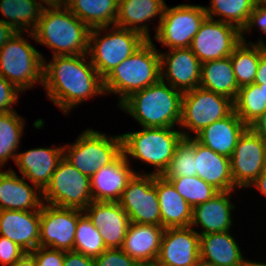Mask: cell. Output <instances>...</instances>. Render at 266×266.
Masks as SVG:
<instances>
[{"label": "cell", "instance_id": "obj_1", "mask_svg": "<svg viewBox=\"0 0 266 266\" xmlns=\"http://www.w3.org/2000/svg\"><path fill=\"white\" fill-rule=\"evenodd\" d=\"M86 55L53 56L50 63L43 60L42 85L65 114L87 98L105 94L103 78Z\"/></svg>", "mask_w": 266, "mask_h": 266}, {"label": "cell", "instance_id": "obj_2", "mask_svg": "<svg viewBox=\"0 0 266 266\" xmlns=\"http://www.w3.org/2000/svg\"><path fill=\"white\" fill-rule=\"evenodd\" d=\"M90 30L65 5H49L44 7L34 31L28 33L51 48L53 56H70L88 54Z\"/></svg>", "mask_w": 266, "mask_h": 266}, {"label": "cell", "instance_id": "obj_3", "mask_svg": "<svg viewBox=\"0 0 266 266\" xmlns=\"http://www.w3.org/2000/svg\"><path fill=\"white\" fill-rule=\"evenodd\" d=\"M169 86V87H168ZM183 93L166 85L165 80L132 93L119 106L142 127L180 125Z\"/></svg>", "mask_w": 266, "mask_h": 266}, {"label": "cell", "instance_id": "obj_4", "mask_svg": "<svg viewBox=\"0 0 266 266\" xmlns=\"http://www.w3.org/2000/svg\"><path fill=\"white\" fill-rule=\"evenodd\" d=\"M160 79V54L152 40H147L103 78V87L105 94L108 92L119 95V106L132 93L151 86Z\"/></svg>", "mask_w": 266, "mask_h": 266}, {"label": "cell", "instance_id": "obj_5", "mask_svg": "<svg viewBox=\"0 0 266 266\" xmlns=\"http://www.w3.org/2000/svg\"><path fill=\"white\" fill-rule=\"evenodd\" d=\"M174 127L150 128L143 127L141 131L121 135L122 153L134 159L153 165V175L161 176L166 170L182 138H189L187 132L173 130Z\"/></svg>", "mask_w": 266, "mask_h": 266}, {"label": "cell", "instance_id": "obj_6", "mask_svg": "<svg viewBox=\"0 0 266 266\" xmlns=\"http://www.w3.org/2000/svg\"><path fill=\"white\" fill-rule=\"evenodd\" d=\"M108 28H93L89 34V58L102 78L147 41L141 34L115 25L110 29L111 32L101 37L102 30Z\"/></svg>", "mask_w": 266, "mask_h": 266}, {"label": "cell", "instance_id": "obj_7", "mask_svg": "<svg viewBox=\"0 0 266 266\" xmlns=\"http://www.w3.org/2000/svg\"><path fill=\"white\" fill-rule=\"evenodd\" d=\"M44 57L17 32L0 49V74L21 92L43 84Z\"/></svg>", "mask_w": 266, "mask_h": 266}, {"label": "cell", "instance_id": "obj_8", "mask_svg": "<svg viewBox=\"0 0 266 266\" xmlns=\"http://www.w3.org/2000/svg\"><path fill=\"white\" fill-rule=\"evenodd\" d=\"M75 141L63 147V157L89 178L122 154L121 135L111 137L88 129Z\"/></svg>", "mask_w": 266, "mask_h": 266}, {"label": "cell", "instance_id": "obj_9", "mask_svg": "<svg viewBox=\"0 0 266 266\" xmlns=\"http://www.w3.org/2000/svg\"><path fill=\"white\" fill-rule=\"evenodd\" d=\"M46 204L84 210L92 201L91 180L64 157L42 191Z\"/></svg>", "mask_w": 266, "mask_h": 266}, {"label": "cell", "instance_id": "obj_10", "mask_svg": "<svg viewBox=\"0 0 266 266\" xmlns=\"http://www.w3.org/2000/svg\"><path fill=\"white\" fill-rule=\"evenodd\" d=\"M233 111L232 99L199 86L183 93L179 126L197 135L206 126L226 118Z\"/></svg>", "mask_w": 266, "mask_h": 266}, {"label": "cell", "instance_id": "obj_11", "mask_svg": "<svg viewBox=\"0 0 266 266\" xmlns=\"http://www.w3.org/2000/svg\"><path fill=\"white\" fill-rule=\"evenodd\" d=\"M206 18L204 6L180 4L169 8L166 5L155 39L170 49L190 47Z\"/></svg>", "mask_w": 266, "mask_h": 266}, {"label": "cell", "instance_id": "obj_12", "mask_svg": "<svg viewBox=\"0 0 266 266\" xmlns=\"http://www.w3.org/2000/svg\"><path fill=\"white\" fill-rule=\"evenodd\" d=\"M118 203L131 223L162 226L155 175L136 173Z\"/></svg>", "mask_w": 266, "mask_h": 266}, {"label": "cell", "instance_id": "obj_13", "mask_svg": "<svg viewBox=\"0 0 266 266\" xmlns=\"http://www.w3.org/2000/svg\"><path fill=\"white\" fill-rule=\"evenodd\" d=\"M242 42V31L229 23L206 18L191 43L201 63L223 59Z\"/></svg>", "mask_w": 266, "mask_h": 266}, {"label": "cell", "instance_id": "obj_14", "mask_svg": "<svg viewBox=\"0 0 266 266\" xmlns=\"http://www.w3.org/2000/svg\"><path fill=\"white\" fill-rule=\"evenodd\" d=\"M83 212L43 203L40 209L39 246L73 251L76 225Z\"/></svg>", "mask_w": 266, "mask_h": 266}, {"label": "cell", "instance_id": "obj_15", "mask_svg": "<svg viewBox=\"0 0 266 266\" xmlns=\"http://www.w3.org/2000/svg\"><path fill=\"white\" fill-rule=\"evenodd\" d=\"M265 149L266 141L248 127L230 157L231 175L236 187H251L264 171Z\"/></svg>", "mask_w": 266, "mask_h": 266}, {"label": "cell", "instance_id": "obj_16", "mask_svg": "<svg viewBox=\"0 0 266 266\" xmlns=\"http://www.w3.org/2000/svg\"><path fill=\"white\" fill-rule=\"evenodd\" d=\"M168 52L159 53L161 80H167L166 84L182 93L199 87L202 63L191 48L170 49Z\"/></svg>", "mask_w": 266, "mask_h": 266}, {"label": "cell", "instance_id": "obj_17", "mask_svg": "<svg viewBox=\"0 0 266 266\" xmlns=\"http://www.w3.org/2000/svg\"><path fill=\"white\" fill-rule=\"evenodd\" d=\"M200 235L189 227L166 228L156 262L163 266H190L200 257Z\"/></svg>", "mask_w": 266, "mask_h": 266}, {"label": "cell", "instance_id": "obj_18", "mask_svg": "<svg viewBox=\"0 0 266 266\" xmlns=\"http://www.w3.org/2000/svg\"><path fill=\"white\" fill-rule=\"evenodd\" d=\"M107 249L122 248L130 220L118 202L92 201L84 210Z\"/></svg>", "mask_w": 266, "mask_h": 266}, {"label": "cell", "instance_id": "obj_19", "mask_svg": "<svg viewBox=\"0 0 266 266\" xmlns=\"http://www.w3.org/2000/svg\"><path fill=\"white\" fill-rule=\"evenodd\" d=\"M122 153L110 165L101 167L90 178L93 201L118 202L128 182L137 173Z\"/></svg>", "mask_w": 266, "mask_h": 266}, {"label": "cell", "instance_id": "obj_20", "mask_svg": "<svg viewBox=\"0 0 266 266\" xmlns=\"http://www.w3.org/2000/svg\"><path fill=\"white\" fill-rule=\"evenodd\" d=\"M0 236L9 238L27 253L39 247L40 210L0 211Z\"/></svg>", "mask_w": 266, "mask_h": 266}, {"label": "cell", "instance_id": "obj_21", "mask_svg": "<svg viewBox=\"0 0 266 266\" xmlns=\"http://www.w3.org/2000/svg\"><path fill=\"white\" fill-rule=\"evenodd\" d=\"M24 180L26 179L23 176L19 178L16 172L11 169L4 172L0 171V211L41 209L44 203L42 191L36 185L32 187Z\"/></svg>", "mask_w": 266, "mask_h": 266}, {"label": "cell", "instance_id": "obj_22", "mask_svg": "<svg viewBox=\"0 0 266 266\" xmlns=\"http://www.w3.org/2000/svg\"><path fill=\"white\" fill-rule=\"evenodd\" d=\"M62 158L63 146L41 147L17 153L15 164L25 179L28 178L33 185L43 191Z\"/></svg>", "mask_w": 266, "mask_h": 266}, {"label": "cell", "instance_id": "obj_23", "mask_svg": "<svg viewBox=\"0 0 266 266\" xmlns=\"http://www.w3.org/2000/svg\"><path fill=\"white\" fill-rule=\"evenodd\" d=\"M164 230L162 226L130 222L121 249L140 265H149L158 258Z\"/></svg>", "mask_w": 266, "mask_h": 266}, {"label": "cell", "instance_id": "obj_24", "mask_svg": "<svg viewBox=\"0 0 266 266\" xmlns=\"http://www.w3.org/2000/svg\"><path fill=\"white\" fill-rule=\"evenodd\" d=\"M232 191H219L208 201L193 208L190 226L198 224L203 228L199 235L230 231L232 225L231 210L234 205L230 201Z\"/></svg>", "mask_w": 266, "mask_h": 266}, {"label": "cell", "instance_id": "obj_25", "mask_svg": "<svg viewBox=\"0 0 266 266\" xmlns=\"http://www.w3.org/2000/svg\"><path fill=\"white\" fill-rule=\"evenodd\" d=\"M196 176L211 184L218 191L235 190L231 175L230 158L219 155L194 138Z\"/></svg>", "mask_w": 266, "mask_h": 266}, {"label": "cell", "instance_id": "obj_26", "mask_svg": "<svg viewBox=\"0 0 266 266\" xmlns=\"http://www.w3.org/2000/svg\"><path fill=\"white\" fill-rule=\"evenodd\" d=\"M247 128L233 111L226 118L206 126L194 138L219 155L230 158L240 136Z\"/></svg>", "mask_w": 266, "mask_h": 266}, {"label": "cell", "instance_id": "obj_27", "mask_svg": "<svg viewBox=\"0 0 266 266\" xmlns=\"http://www.w3.org/2000/svg\"><path fill=\"white\" fill-rule=\"evenodd\" d=\"M165 6L164 0H119L115 26L135 31L151 40L147 20L159 15L160 25Z\"/></svg>", "mask_w": 266, "mask_h": 266}, {"label": "cell", "instance_id": "obj_28", "mask_svg": "<svg viewBox=\"0 0 266 266\" xmlns=\"http://www.w3.org/2000/svg\"><path fill=\"white\" fill-rule=\"evenodd\" d=\"M156 191L159 199L162 227H189L193 208L176 191L173 184L162 176H156Z\"/></svg>", "mask_w": 266, "mask_h": 266}, {"label": "cell", "instance_id": "obj_29", "mask_svg": "<svg viewBox=\"0 0 266 266\" xmlns=\"http://www.w3.org/2000/svg\"><path fill=\"white\" fill-rule=\"evenodd\" d=\"M200 257L215 266H243L245 258L230 231L200 235Z\"/></svg>", "mask_w": 266, "mask_h": 266}, {"label": "cell", "instance_id": "obj_30", "mask_svg": "<svg viewBox=\"0 0 266 266\" xmlns=\"http://www.w3.org/2000/svg\"><path fill=\"white\" fill-rule=\"evenodd\" d=\"M199 86L234 101L239 87L230 56L202 63Z\"/></svg>", "mask_w": 266, "mask_h": 266}, {"label": "cell", "instance_id": "obj_31", "mask_svg": "<svg viewBox=\"0 0 266 266\" xmlns=\"http://www.w3.org/2000/svg\"><path fill=\"white\" fill-rule=\"evenodd\" d=\"M64 5L93 29L115 25L119 0H66Z\"/></svg>", "mask_w": 266, "mask_h": 266}, {"label": "cell", "instance_id": "obj_32", "mask_svg": "<svg viewBox=\"0 0 266 266\" xmlns=\"http://www.w3.org/2000/svg\"><path fill=\"white\" fill-rule=\"evenodd\" d=\"M266 50L262 39L258 43H247L242 36V42L230 55L233 71L238 87L254 83L261 54Z\"/></svg>", "mask_w": 266, "mask_h": 266}, {"label": "cell", "instance_id": "obj_33", "mask_svg": "<svg viewBox=\"0 0 266 266\" xmlns=\"http://www.w3.org/2000/svg\"><path fill=\"white\" fill-rule=\"evenodd\" d=\"M42 1L36 0H0V13L9 20L2 19L17 32H33L44 9ZM24 27V28H23Z\"/></svg>", "mask_w": 266, "mask_h": 266}, {"label": "cell", "instance_id": "obj_34", "mask_svg": "<svg viewBox=\"0 0 266 266\" xmlns=\"http://www.w3.org/2000/svg\"><path fill=\"white\" fill-rule=\"evenodd\" d=\"M210 7H205L207 18L220 16L218 21L238 27L241 31L246 26L257 0H210Z\"/></svg>", "mask_w": 266, "mask_h": 266}, {"label": "cell", "instance_id": "obj_35", "mask_svg": "<svg viewBox=\"0 0 266 266\" xmlns=\"http://www.w3.org/2000/svg\"><path fill=\"white\" fill-rule=\"evenodd\" d=\"M233 105L237 116L250 127L266 111L263 89L256 83L240 87Z\"/></svg>", "mask_w": 266, "mask_h": 266}, {"label": "cell", "instance_id": "obj_36", "mask_svg": "<svg viewBox=\"0 0 266 266\" xmlns=\"http://www.w3.org/2000/svg\"><path fill=\"white\" fill-rule=\"evenodd\" d=\"M24 124L16 111L0 113V168L9 158L15 162Z\"/></svg>", "mask_w": 266, "mask_h": 266}, {"label": "cell", "instance_id": "obj_37", "mask_svg": "<svg viewBox=\"0 0 266 266\" xmlns=\"http://www.w3.org/2000/svg\"><path fill=\"white\" fill-rule=\"evenodd\" d=\"M106 249L99 229L83 213L76 225L73 251L95 259Z\"/></svg>", "mask_w": 266, "mask_h": 266}, {"label": "cell", "instance_id": "obj_38", "mask_svg": "<svg viewBox=\"0 0 266 266\" xmlns=\"http://www.w3.org/2000/svg\"><path fill=\"white\" fill-rule=\"evenodd\" d=\"M167 180L192 208L208 201L219 192L198 176L168 177Z\"/></svg>", "mask_w": 266, "mask_h": 266}, {"label": "cell", "instance_id": "obj_39", "mask_svg": "<svg viewBox=\"0 0 266 266\" xmlns=\"http://www.w3.org/2000/svg\"><path fill=\"white\" fill-rule=\"evenodd\" d=\"M168 177L196 176V159L194 157V137L182 138L166 170L161 175Z\"/></svg>", "mask_w": 266, "mask_h": 266}, {"label": "cell", "instance_id": "obj_40", "mask_svg": "<svg viewBox=\"0 0 266 266\" xmlns=\"http://www.w3.org/2000/svg\"><path fill=\"white\" fill-rule=\"evenodd\" d=\"M95 260V266H142L121 248L103 251Z\"/></svg>", "mask_w": 266, "mask_h": 266}, {"label": "cell", "instance_id": "obj_41", "mask_svg": "<svg viewBox=\"0 0 266 266\" xmlns=\"http://www.w3.org/2000/svg\"><path fill=\"white\" fill-rule=\"evenodd\" d=\"M26 253L23 248L9 238L0 236V266H11Z\"/></svg>", "mask_w": 266, "mask_h": 266}, {"label": "cell", "instance_id": "obj_42", "mask_svg": "<svg viewBox=\"0 0 266 266\" xmlns=\"http://www.w3.org/2000/svg\"><path fill=\"white\" fill-rule=\"evenodd\" d=\"M30 254L36 260L37 266H63L64 264L63 250L39 246Z\"/></svg>", "mask_w": 266, "mask_h": 266}, {"label": "cell", "instance_id": "obj_43", "mask_svg": "<svg viewBox=\"0 0 266 266\" xmlns=\"http://www.w3.org/2000/svg\"><path fill=\"white\" fill-rule=\"evenodd\" d=\"M20 90L0 74V113L13 112ZM12 106V107H11Z\"/></svg>", "mask_w": 266, "mask_h": 266}, {"label": "cell", "instance_id": "obj_44", "mask_svg": "<svg viewBox=\"0 0 266 266\" xmlns=\"http://www.w3.org/2000/svg\"><path fill=\"white\" fill-rule=\"evenodd\" d=\"M256 25H258L263 34H266V0L256 1L255 7L249 16L248 23L242 30V36H245L243 34Z\"/></svg>", "mask_w": 266, "mask_h": 266}, {"label": "cell", "instance_id": "obj_45", "mask_svg": "<svg viewBox=\"0 0 266 266\" xmlns=\"http://www.w3.org/2000/svg\"><path fill=\"white\" fill-rule=\"evenodd\" d=\"M63 266H95V260L76 251H64Z\"/></svg>", "mask_w": 266, "mask_h": 266}, {"label": "cell", "instance_id": "obj_46", "mask_svg": "<svg viewBox=\"0 0 266 266\" xmlns=\"http://www.w3.org/2000/svg\"><path fill=\"white\" fill-rule=\"evenodd\" d=\"M17 33V31L0 19V49Z\"/></svg>", "mask_w": 266, "mask_h": 266}, {"label": "cell", "instance_id": "obj_47", "mask_svg": "<svg viewBox=\"0 0 266 266\" xmlns=\"http://www.w3.org/2000/svg\"><path fill=\"white\" fill-rule=\"evenodd\" d=\"M254 83L266 84V50L261 54Z\"/></svg>", "mask_w": 266, "mask_h": 266}, {"label": "cell", "instance_id": "obj_48", "mask_svg": "<svg viewBox=\"0 0 266 266\" xmlns=\"http://www.w3.org/2000/svg\"><path fill=\"white\" fill-rule=\"evenodd\" d=\"M250 128L266 141V111L250 126Z\"/></svg>", "mask_w": 266, "mask_h": 266}, {"label": "cell", "instance_id": "obj_49", "mask_svg": "<svg viewBox=\"0 0 266 266\" xmlns=\"http://www.w3.org/2000/svg\"><path fill=\"white\" fill-rule=\"evenodd\" d=\"M263 195L266 196V170H264L252 183Z\"/></svg>", "mask_w": 266, "mask_h": 266}, {"label": "cell", "instance_id": "obj_50", "mask_svg": "<svg viewBox=\"0 0 266 266\" xmlns=\"http://www.w3.org/2000/svg\"><path fill=\"white\" fill-rule=\"evenodd\" d=\"M11 266H37V263L30 253H26L21 259Z\"/></svg>", "mask_w": 266, "mask_h": 266}, {"label": "cell", "instance_id": "obj_51", "mask_svg": "<svg viewBox=\"0 0 266 266\" xmlns=\"http://www.w3.org/2000/svg\"><path fill=\"white\" fill-rule=\"evenodd\" d=\"M190 266H215L214 264L210 263L209 261H206L199 257L193 264Z\"/></svg>", "mask_w": 266, "mask_h": 266}, {"label": "cell", "instance_id": "obj_52", "mask_svg": "<svg viewBox=\"0 0 266 266\" xmlns=\"http://www.w3.org/2000/svg\"><path fill=\"white\" fill-rule=\"evenodd\" d=\"M40 1V0H39ZM43 3L49 5H64L66 0H41Z\"/></svg>", "mask_w": 266, "mask_h": 266}, {"label": "cell", "instance_id": "obj_53", "mask_svg": "<svg viewBox=\"0 0 266 266\" xmlns=\"http://www.w3.org/2000/svg\"><path fill=\"white\" fill-rule=\"evenodd\" d=\"M243 266H266V263H261V262H252V261H248L246 259L245 263Z\"/></svg>", "mask_w": 266, "mask_h": 266}, {"label": "cell", "instance_id": "obj_54", "mask_svg": "<svg viewBox=\"0 0 266 266\" xmlns=\"http://www.w3.org/2000/svg\"><path fill=\"white\" fill-rule=\"evenodd\" d=\"M260 89H263L264 101L266 103V84L259 85Z\"/></svg>", "mask_w": 266, "mask_h": 266}, {"label": "cell", "instance_id": "obj_55", "mask_svg": "<svg viewBox=\"0 0 266 266\" xmlns=\"http://www.w3.org/2000/svg\"><path fill=\"white\" fill-rule=\"evenodd\" d=\"M146 266H163V265H161V264H159L158 262H153V263H151V264H149V265H146Z\"/></svg>", "mask_w": 266, "mask_h": 266}, {"label": "cell", "instance_id": "obj_56", "mask_svg": "<svg viewBox=\"0 0 266 266\" xmlns=\"http://www.w3.org/2000/svg\"><path fill=\"white\" fill-rule=\"evenodd\" d=\"M264 170H266V149H265Z\"/></svg>", "mask_w": 266, "mask_h": 266}]
</instances>
